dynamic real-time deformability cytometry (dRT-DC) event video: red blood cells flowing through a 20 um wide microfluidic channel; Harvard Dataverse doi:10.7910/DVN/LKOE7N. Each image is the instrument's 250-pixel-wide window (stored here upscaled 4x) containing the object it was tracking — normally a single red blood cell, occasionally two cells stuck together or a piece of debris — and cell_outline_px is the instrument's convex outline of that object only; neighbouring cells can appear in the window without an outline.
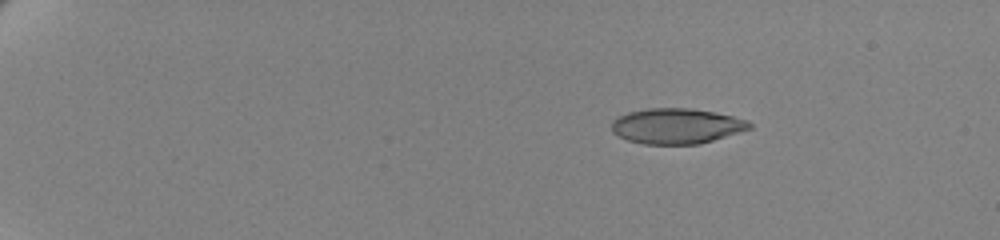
{"species": "human", "species_latin": "Homo sapiens", "temperature_condition": "cold", "stored_images_in_passage": 51, "camera_frame_rate_fps": 3000, "um_per_image_px": 0.085, "donor": {"sex": "female"}, "frame": {"image": 1, "passage_image": 1, "time_ms": 0.0, "image_size_px": [1000, 240], "cell_outline_px": [[752, 128], [700, 144], [644, 144], [628, 140], [612, 132], [612, 120], [628, 112], [648, 108], [692, 108], [732, 116], [748, 120], [752, 124]], "centroid_in_image_um": [57.51, 10.71], "position_along_channel_um": 27.5, "area_um2": 28.32}}
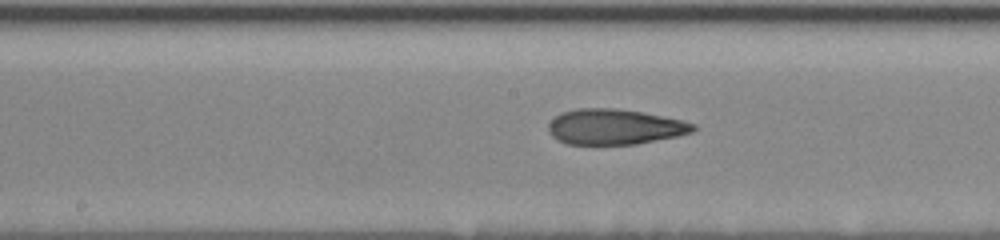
{"frame": {"image": 2, "passage_image": 26, "time_ms": 8.333, "image_size_px": [1000, 240], "cell_outline_px": [[696, 128], [692, 132], [676, 136], [636, 144], [568, 144], [556, 140], [548, 132], [548, 124], [560, 112], [576, 108], [616, 108], [640, 112], [684, 120], [696, 124]], "centroid_in_image_um": [52.22, 10.77], "position_along_channel_um": 196.0, "area_um2": 29.94}}
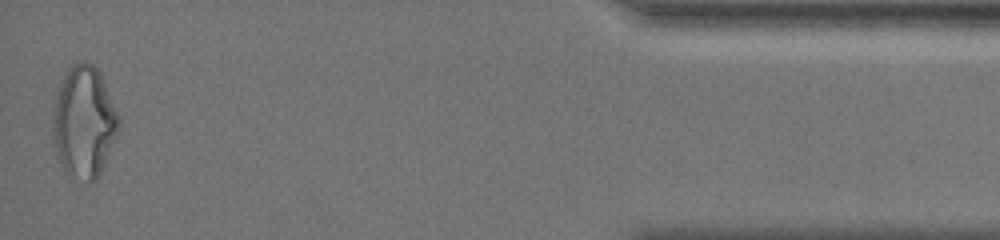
{"frame": {"image": 3, "passage_image": 51, "time_ms": 16.667, "image_size_px": [1000, 240], "cell_outline_px": [[120, 128], [104, 164], [96, 180], [88, 180], [64, 172], [52, 136], [52, 112], [64, 76], [68, 68], [72, 64], [92, 64], [100, 72], [120, 116]], "centroid_in_image_um": [7.16, 10.36], "position_along_channel_um": 428.0, "area_um2": 42.19}, "authors_computed_cell_mechanics": {"area_um2": 30.1138, "velocity_mm_per_s": 3.4644, "shape_relaxation_time_tau1_ms": 10.3036, "shape_relaxation_time_tau2_ms": 2.6052, "deformation_change_tau1": 0.2489, "deformation_change_tau2": 0.1179}}